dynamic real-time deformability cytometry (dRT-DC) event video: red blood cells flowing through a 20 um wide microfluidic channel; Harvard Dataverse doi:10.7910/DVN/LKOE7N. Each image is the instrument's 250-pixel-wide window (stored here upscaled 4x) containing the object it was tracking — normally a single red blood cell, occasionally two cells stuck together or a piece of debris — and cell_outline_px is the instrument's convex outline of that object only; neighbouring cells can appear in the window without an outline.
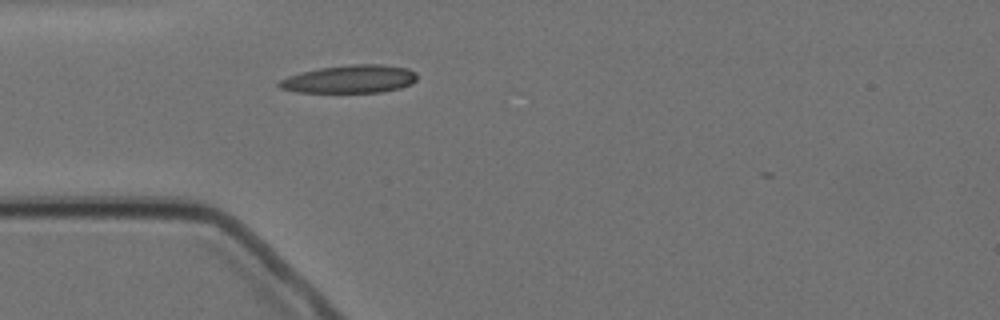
{"species": "Egyptian fruit bat (a non-hibernating species)", "species_latin": "Rousettus aegyptiacus", "temperature_condition": "cold", "stored_images_in_passage": 1, "camera_frame_rate_fps": 3000, "um_per_image_px": 0.085, "animal": {"sex": "female"}, "frame": {"image": 1, "passage_image": 1, "time_ms": 0.0, "image_size_px": [1000, 320], "cell_outline_px": [[416, 80], [412, 84], [400, 88], [380, 92], [296, 92], [280, 88], [276, 84], [280, 80], [288, 76], [300, 72], [320, 68], [352, 64], [380, 64], [408, 68], [416, 72]], "centroid_in_image_um": [29.74, 6.72], "position_along_channel_um": 55.3, "area_um2": 22.54}}